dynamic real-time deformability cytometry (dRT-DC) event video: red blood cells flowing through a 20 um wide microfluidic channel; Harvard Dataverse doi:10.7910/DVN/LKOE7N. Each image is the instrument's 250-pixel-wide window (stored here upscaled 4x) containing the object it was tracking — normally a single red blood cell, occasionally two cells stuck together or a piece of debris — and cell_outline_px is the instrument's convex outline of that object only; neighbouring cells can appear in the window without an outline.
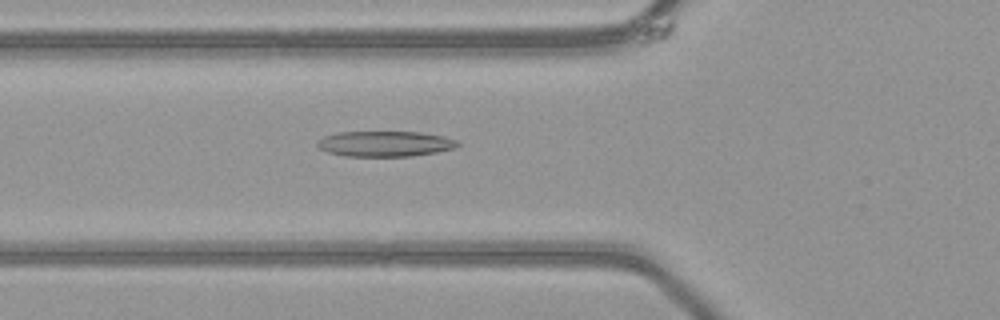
{"species": "common noctule bat (a hibernating species)", "species_latin": "Nyctalus noctula", "temperature_condition": "warm", "stored_images_in_passage": 36, "camera_frame_rate_fps": 3000, "um_per_image_px": 0.085, "animal": {"sex": "female", "body_mass_g": 21.9}, "frame": {"image": 1, "passage_image": 4, "time_ms": 1.0, "image_size_px": [1000, 320], "cell_outline_px": [[460, 144], [456, 148], [436, 152], [412, 156], [344, 156], [328, 152], [320, 148], [316, 144], [316, 140], [324, 136], [336, 132], [420, 132], [444, 136], [456, 140]], "centroid_in_image_um": [32.71, 12.22], "position_along_channel_um": 93.1, "area_um2": 20.92}}
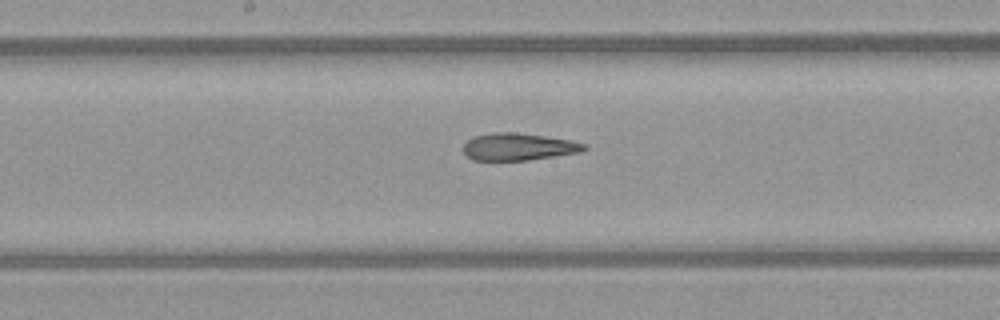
{"frame": {"image": 2, "passage_image": 12, "time_ms": 3.667, "image_size_px": [1000, 320], "cell_outline_px": [[588, 148], [580, 152], [528, 160], [472, 160], [460, 148], [472, 136], [492, 132], [516, 132], [544, 136], [568, 140], [588, 144]], "centroid_in_image_um": [44.03, 12.47], "position_along_channel_um": 204.2, "area_um2": 19.25}}
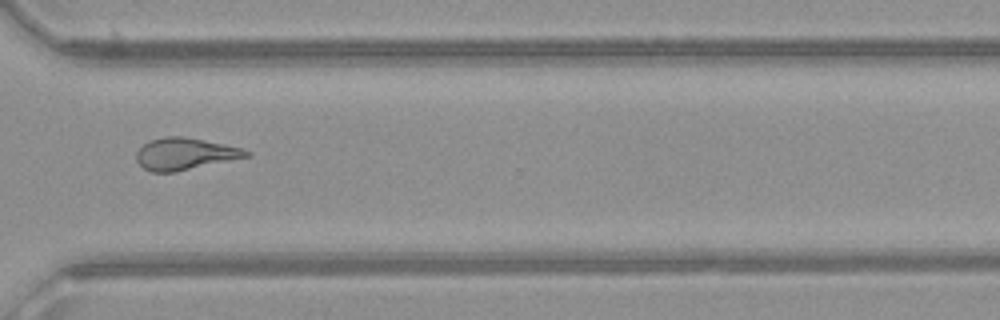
{"frame": {"image": 3, "passage_image": 23, "time_ms": 7.333, "image_size_px": [1000, 320], "cell_outline_px": [[252, 156], [176, 172], [152, 172], [144, 168], [136, 160], [136, 152], [148, 140], [164, 136], [184, 136], [224, 144], [240, 148], [252, 152]], "centroid_in_image_um": [15.73, 13.08], "position_along_channel_um": 354.9, "area_um2": 20.58}, "authors_computed_cell_mechanics": {"area_um2": 20.3745, "velocity_mm_per_s": 4.1224, "shape_relaxation_time_tau1_ms": null, "shape_relaxation_time_tau2_ms": 1.6559, "deformation_change_tau1": null, "deformation_change_tau2": 0.1189}}